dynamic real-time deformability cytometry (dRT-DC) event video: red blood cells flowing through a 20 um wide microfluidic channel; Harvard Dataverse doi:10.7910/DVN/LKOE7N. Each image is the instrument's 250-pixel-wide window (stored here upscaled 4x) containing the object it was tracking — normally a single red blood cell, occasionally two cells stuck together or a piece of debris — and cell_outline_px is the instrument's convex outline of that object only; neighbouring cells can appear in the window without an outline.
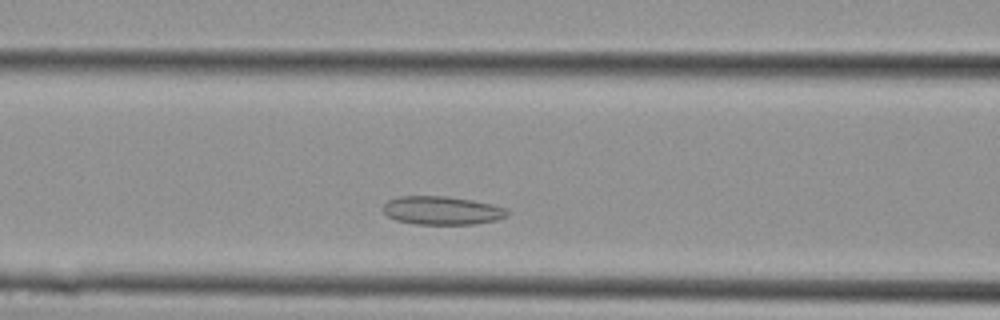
{"species": "Egyptian fruit bat (a non-hibernating species)", "species_latin": "Rousettus aegyptiacus", "temperature_condition": "cold", "stored_images_in_passage": 22, "camera_frame_rate_fps": 3000, "um_per_image_px": 0.085, "animal": {"sex": "female"}, "frame": {"image": 1, "passage_image": 4, "time_ms": 1.0, "image_size_px": [1000, 320], "cell_outline_px": [[508, 216], [496, 220], [476, 224], [416, 224], [396, 220], [388, 216], [380, 208], [388, 200], [400, 196], [448, 196], [472, 200], [492, 204], [504, 208], [508, 212]], "centroid_in_image_um": [37.54, 17.89], "position_along_channel_um": 129.1, "area_um2": 20.63}}
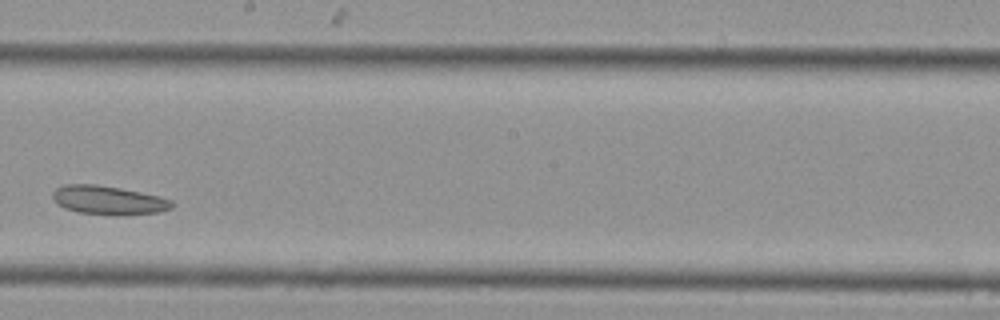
{"frame": {"image": 2, "passage_image": 9, "time_ms": 2.667, "image_size_px": [1000, 320], "cell_outline_px": [[176, 204], [172, 208], [160, 212], [124, 216], [120, 216], [80, 212], [64, 208], [56, 204], [52, 196], [52, 192], [56, 188], [64, 184], [96, 184], [120, 188], [160, 196], [172, 200]], "centroid_in_image_um": [9.24, 17.02], "position_along_channel_um": 239.0, "area_um2": 20.35}}
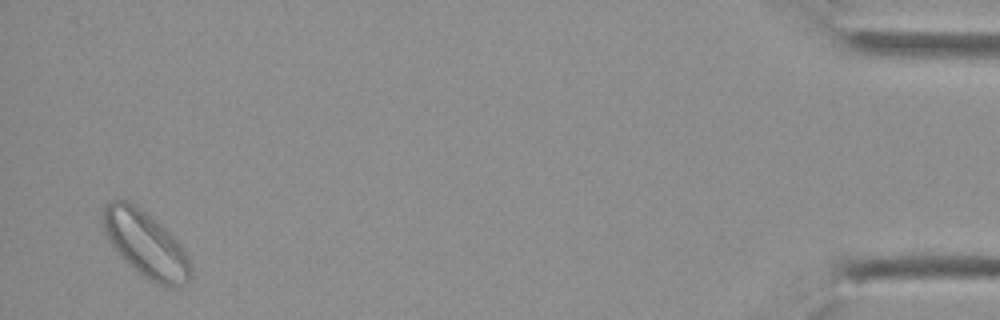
{"frame": {"image": 3, "passage_image": 21, "time_ms": 6.667, "image_size_px": [1000, 320], "cell_outline_px": [[192, 276], [188, 284], [176, 288], [168, 288], [156, 284], [148, 280], [132, 268], [112, 248], [104, 232], [100, 220], [100, 212], [104, 204], [108, 200], [128, 200], [136, 204], [156, 220], [184, 248], [188, 256], [192, 268]], "centroid_in_image_um": [12.35, 20.77], "position_along_channel_um": 422.8, "area_um2": 34.74}}